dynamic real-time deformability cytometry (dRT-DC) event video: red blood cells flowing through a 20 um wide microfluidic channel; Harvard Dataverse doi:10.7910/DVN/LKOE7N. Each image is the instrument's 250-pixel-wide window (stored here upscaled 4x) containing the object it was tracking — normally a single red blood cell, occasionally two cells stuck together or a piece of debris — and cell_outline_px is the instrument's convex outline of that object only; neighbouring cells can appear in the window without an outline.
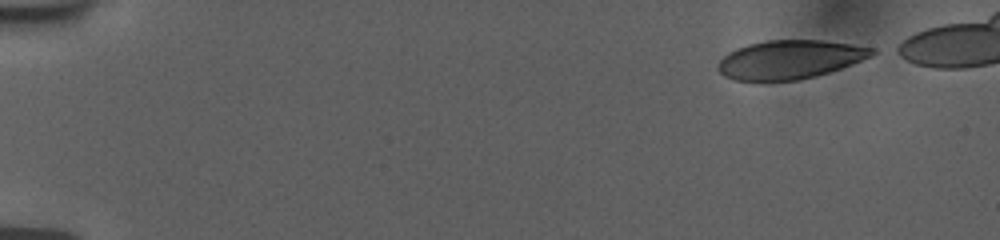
{"species": "human", "species_latin": "Homo sapiens", "temperature_condition": "room temperature", "stored_images_in_passage": 49, "camera_frame_rate_fps": 3000, "um_per_image_px": 0.085, "donor": {"sex": "female"}, "frame": {"image": 1, "passage_image": 1, "time_ms": 0.0, "image_size_px": [1000, 240], "cell_outline_px": [[880, 52], [872, 56], [852, 64], [816, 76], [800, 80], [736, 80], [724, 76], [716, 68], [716, 64], [728, 52], [736, 48], [748, 44], [768, 40], [820, 40], [852, 44], [876, 48]], "centroid_in_image_um": [67.16, 5.05], "position_along_channel_um": 17.8, "area_um2": 34.8}}
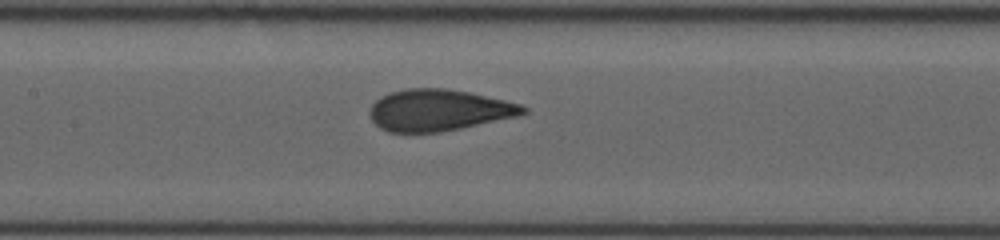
{"frame": {"image": 2, "passage_image": 24, "time_ms": 7.667, "image_size_px": [1000, 240], "cell_outline_px": [[528, 112], [516, 116], [460, 128], [440, 132], [388, 132], [380, 128], [372, 120], [368, 112], [372, 104], [380, 96], [388, 92], [408, 88], [444, 88], [468, 92], [504, 100], [520, 104], [528, 108]], "centroid_in_image_um": [37.24, 9.36], "position_along_channel_um": 170.2, "area_um2": 36.93}}
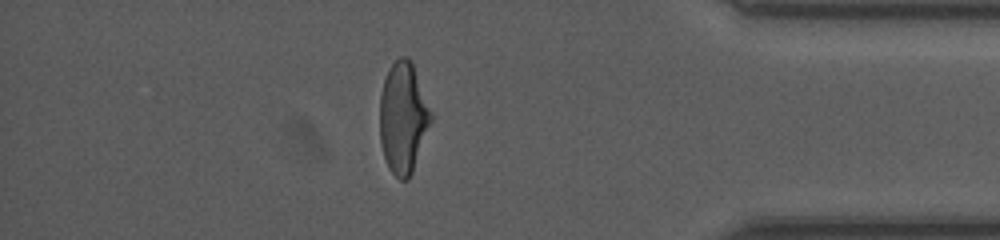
{"frame": {"image": 3, "passage_image": 42, "time_ms": 13.667, "image_size_px": [1000, 240], "cell_outline_px": [[432, 120], [412, 172], [408, 180], [400, 180], [392, 172], [384, 156], [380, 144], [380, 92], [384, 80], [392, 64], [400, 56], [408, 56], [412, 60], [432, 112]], "centroid_in_image_um": [34.27, 9.98], "position_along_channel_um": 400.9, "area_um2": 33.12}, "authors_computed_cell_mechanics": {"area_um2": 36.8764, "velocity_mm_per_s": 3.7487, "shape_relaxation_time_tau1_ms": 6.8034, "shape_relaxation_time_tau2_ms": null, "deformation_change_tau1": 0.209, "deformation_change_tau2": null}}